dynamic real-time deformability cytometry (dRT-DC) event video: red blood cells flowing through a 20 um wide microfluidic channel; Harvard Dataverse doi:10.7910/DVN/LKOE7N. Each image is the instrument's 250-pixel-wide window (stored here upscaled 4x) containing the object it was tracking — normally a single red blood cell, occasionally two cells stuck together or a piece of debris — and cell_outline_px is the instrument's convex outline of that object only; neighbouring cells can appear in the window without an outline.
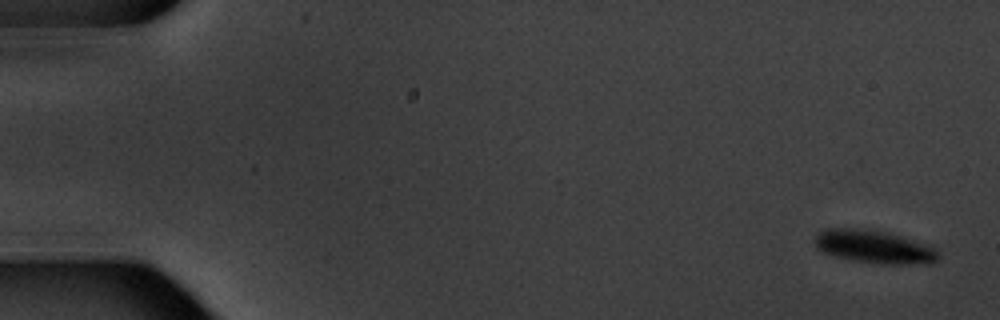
{"species": "common noctule bat (a hibernating species)", "species_latin": "Nyctalus noctula", "temperature_condition": "warm", "stored_images_in_passage": 9, "camera_frame_rate_fps": 3000, "um_per_image_px": 0.085, "animal": {"sex": "male", "body_mass_g": 20.1, "forearm_length_mm": 53.5}, "frame": {"image": 1, "passage_image": 1, "time_ms": 0.0, "image_size_px": [1000, 320], "cell_outline_px": [[940, 256], [936, 260], [928, 264], [892, 264], [856, 260], [832, 256], [816, 248], [816, 236], [824, 228], [864, 228], [888, 232], [932, 244], [940, 248]], "centroid_in_image_um": [74.41, 20.96], "position_along_channel_um": 10.6, "area_um2": 24.22}}
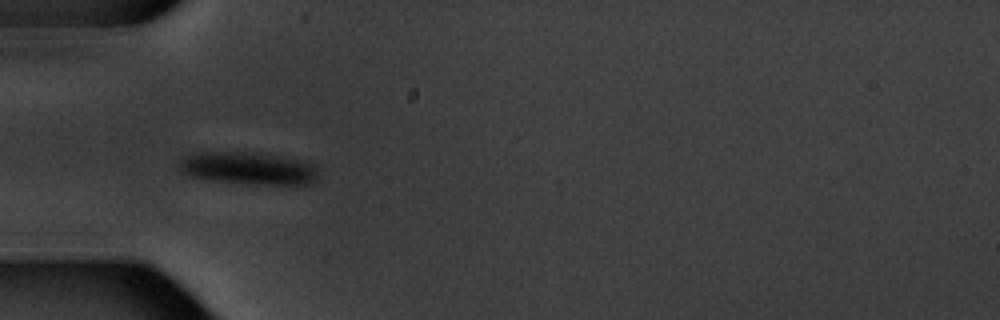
{"frame": {"image": 2, "passage_image": 6, "time_ms": 5.667, "image_size_px": [1000, 320], "cell_outline_px": [[320, 176], [312, 184], [248, 184], [188, 176], [176, 168], [180, 160], [192, 152], [264, 152], [304, 160], [320, 164]], "centroid_in_image_um": [21.22, 14.28], "position_along_channel_um": 63.8, "area_um2": 27.28}}
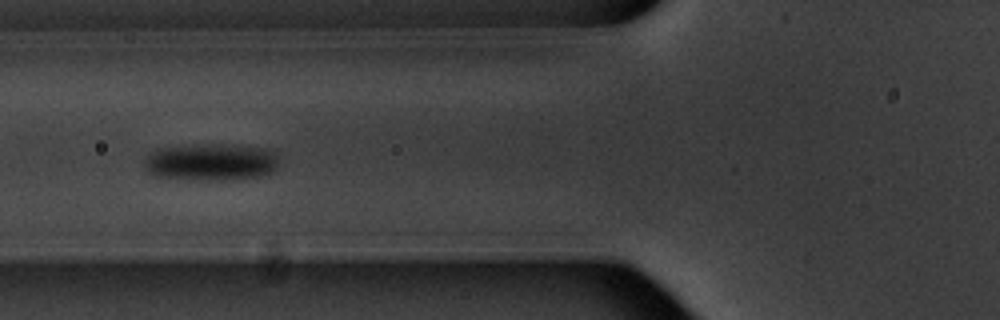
{"frame": {"image": 3, "passage_image": 7, "time_ms": 7.0, "image_size_px": [1000, 320], "cell_outline_px": [[276, 168], [272, 172], [260, 176], [224, 180], [208, 180], [152, 176], [148, 172], [144, 164], [144, 160], [152, 152], [160, 148], [208, 144], [232, 144], [268, 148], [276, 152]], "centroid_in_image_um": [17.96, 13.77], "position_along_channel_um": 107.8, "area_um2": 29.07}}